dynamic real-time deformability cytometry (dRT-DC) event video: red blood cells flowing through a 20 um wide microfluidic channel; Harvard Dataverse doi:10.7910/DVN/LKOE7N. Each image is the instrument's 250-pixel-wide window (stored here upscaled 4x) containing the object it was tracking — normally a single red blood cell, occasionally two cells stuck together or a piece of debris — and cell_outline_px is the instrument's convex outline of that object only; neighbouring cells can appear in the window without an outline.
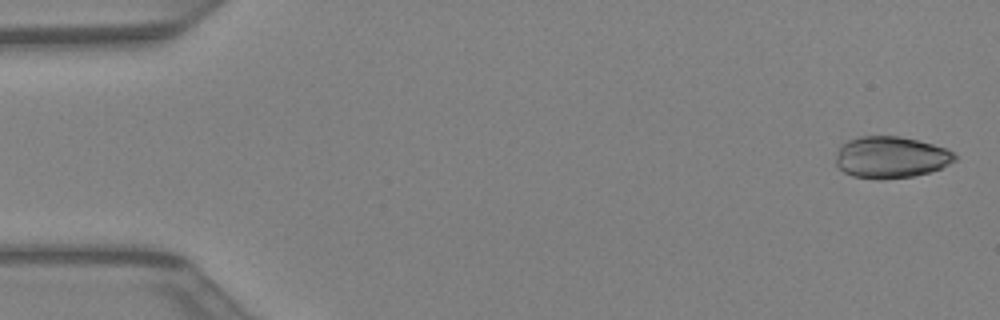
{"species": "Egyptian fruit bat (a non-hibernating species)", "species_latin": "Rousettus aegyptiacus", "temperature_condition": "warm", "stored_images_in_passage": 42, "camera_frame_rate_fps": 3000, "um_per_image_px": 0.085, "animal": {"sex": "female"}, "frame": {"image": 1, "passage_image": 1, "time_ms": 0.0, "image_size_px": [1000, 320], "cell_outline_px": [[956, 160], [940, 168], [928, 172], [912, 176], [880, 180], [876, 180], [852, 176], [844, 172], [836, 164], [836, 152], [840, 144], [848, 140], [860, 136], [900, 136], [932, 144], [944, 148], [952, 152], [956, 156]], "centroid_in_image_um": [75.66, 13.37], "position_along_channel_um": 9.3, "area_um2": 28.9}}
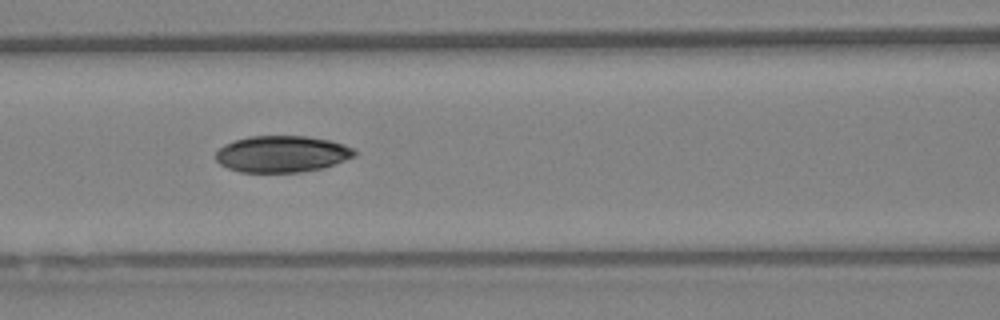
{"frame": {"image": 2, "passage_image": 18, "time_ms": 5.667, "image_size_px": [1000, 320], "cell_outline_px": [[356, 156], [324, 168], [300, 172], [240, 172], [228, 168], [220, 164], [216, 160], [216, 152], [224, 144], [248, 136], [308, 136], [328, 140], [344, 144], [352, 148], [356, 152]], "centroid_in_image_um": [23.97, 13.09], "position_along_channel_um": 142.6, "area_um2": 29.59}}
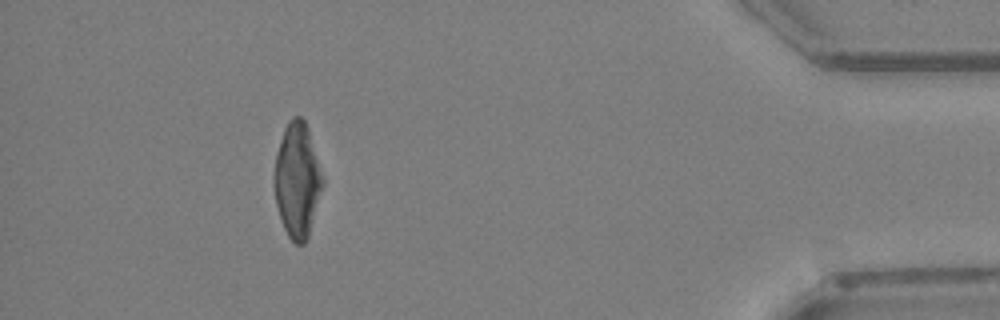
{"frame": {"image": 3, "passage_image": 38, "time_ms": 12.333, "image_size_px": [1000, 320], "cell_outline_px": [[324, 184], [308, 236], [304, 244], [296, 244], [288, 236], [284, 228], [276, 204], [272, 184], [272, 176], [276, 152], [284, 128], [288, 120], [292, 116], [300, 116], [304, 120], [308, 128], [324, 176]], "centroid_in_image_um": [25.25, 15.28], "position_along_channel_um": 409.9, "area_um2": 32.89}}